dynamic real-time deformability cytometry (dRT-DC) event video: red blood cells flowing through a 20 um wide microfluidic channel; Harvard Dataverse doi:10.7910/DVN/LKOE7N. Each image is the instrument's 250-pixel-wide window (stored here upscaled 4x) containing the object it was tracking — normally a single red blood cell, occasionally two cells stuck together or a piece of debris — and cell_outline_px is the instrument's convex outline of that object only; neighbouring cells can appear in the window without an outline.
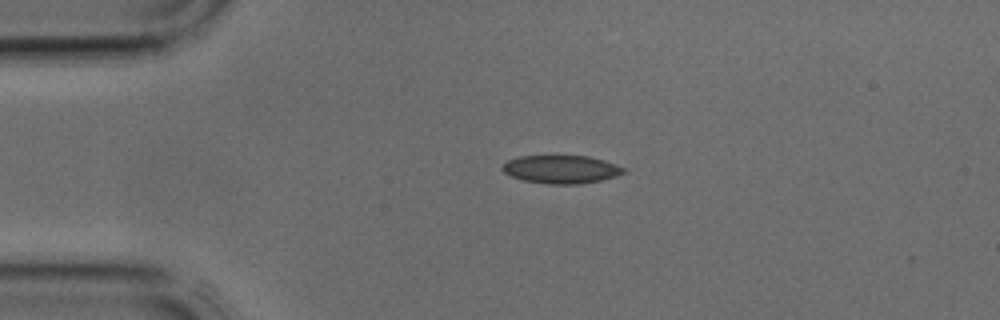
{"species": "common noctule bat (a hibernating species)", "species_latin": "Nyctalus noctula", "temperature_condition": "cold", "stored_images_in_passage": 2, "camera_frame_rate_fps": 3000, "um_per_image_px": 0.085, "animal": {"sex": "male", "body_mass_g": 17.9, "forearm_length_mm": 54.2}, "frame": {"image": 1, "passage_image": 1, "time_ms": 0.0, "image_size_px": [1000, 320], "cell_outline_px": [[628, 172], [616, 176], [600, 180], [580, 184], [548, 184], [524, 180], [512, 176], [504, 172], [500, 168], [508, 160], [520, 156], [588, 156], [604, 160], [628, 168]], "centroid_in_image_um": [47.76, 14.39], "position_along_channel_um": 37.2, "area_um2": 19.94}}
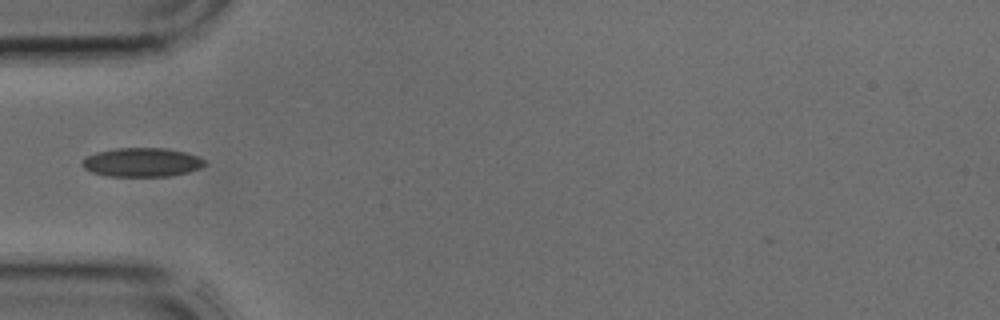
{"frame": {"image": 2, "passage_image": 2, "time_ms": 0.333, "image_size_px": [1000, 320], "cell_outline_px": [[208, 164], [200, 168], [188, 172], [168, 176], [108, 176], [92, 172], [84, 168], [80, 164], [84, 156], [96, 152], [112, 148], [164, 148], [184, 152], [196, 156], [204, 160]], "centroid_in_image_um": [12.01, 13.79], "position_along_channel_um": 73.0, "area_um2": 20.75}}